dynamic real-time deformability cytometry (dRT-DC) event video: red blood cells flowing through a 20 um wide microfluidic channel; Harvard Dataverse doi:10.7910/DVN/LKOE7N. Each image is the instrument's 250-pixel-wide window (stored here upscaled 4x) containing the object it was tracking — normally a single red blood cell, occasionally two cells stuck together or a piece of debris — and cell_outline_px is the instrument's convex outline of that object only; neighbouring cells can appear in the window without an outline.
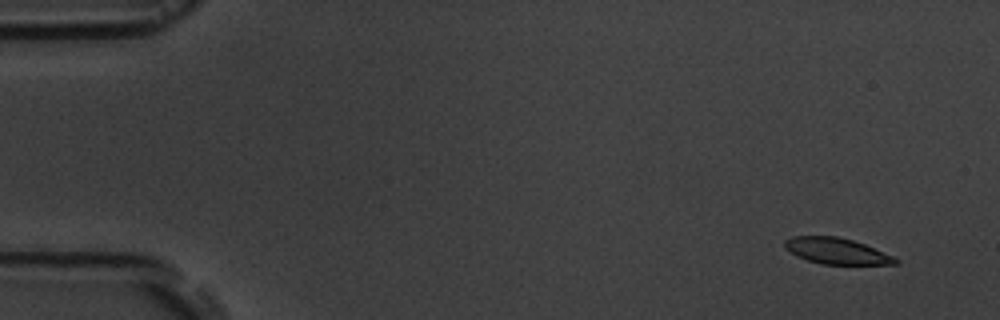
{"species": "common noctule bat (a hibernating species)", "species_latin": "Nyctalus noctula", "temperature_condition": "room temperature", "stored_images_in_passage": 5, "camera_frame_rate_fps": 3000, "um_per_image_px": 0.085, "animal": {"sex": "male", "body_mass_g": 19.5, "forearm_length_mm": 54.6}, "frame": {"image": 1, "passage_image": 1, "time_ms": 0.0, "image_size_px": [1000, 320], "cell_outline_px": [[900, 264], [820, 264], [796, 256], [784, 248], [784, 240], [792, 236], [836, 236], [852, 240], [864, 244], [892, 256], [900, 260]], "centroid_in_image_um": [71.07, 21.33], "position_along_channel_um": 13.9, "area_um2": 16.76}}
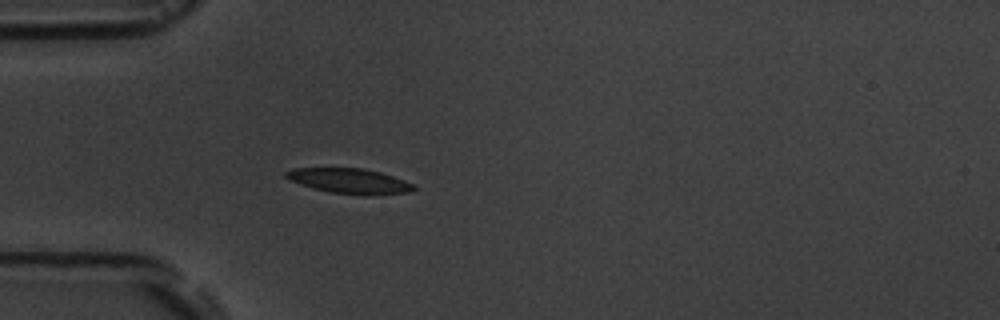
{"frame": {"image": 2, "passage_image": 5, "time_ms": 4.333, "image_size_px": [1000, 320], "cell_outline_px": [[416, 188], [412, 192], [372, 196], [364, 196], [328, 192], [300, 184], [284, 176], [284, 172], [292, 168], [360, 168], [380, 172], [404, 180], [412, 184]], "centroid_in_image_um": [29.73, 15.4], "position_along_channel_um": 55.3, "area_um2": 18.84}}